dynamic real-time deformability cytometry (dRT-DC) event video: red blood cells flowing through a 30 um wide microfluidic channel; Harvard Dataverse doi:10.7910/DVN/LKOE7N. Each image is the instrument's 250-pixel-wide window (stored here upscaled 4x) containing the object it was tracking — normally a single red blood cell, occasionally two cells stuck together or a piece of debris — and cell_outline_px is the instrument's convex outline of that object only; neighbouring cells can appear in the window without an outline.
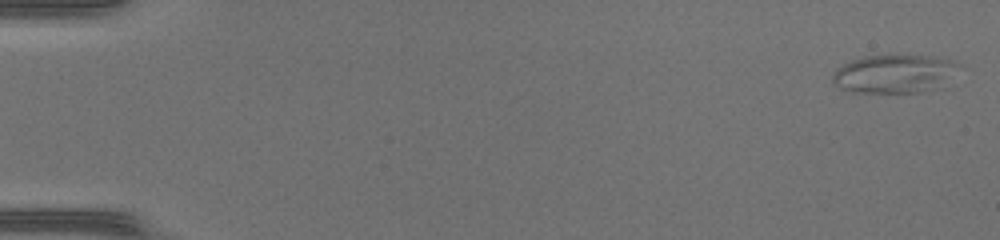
{"species": "common noctule bat (a hibernating species)", "species_latin": "Nyctalus noctula", "temperature_condition": "warm", "stored_images_in_passage": 48, "camera_frame_rate_fps": 3000, "um_per_image_px": 0.085, "animal": {"sex": "female", "body_mass_g": 17.0, "forearm_length_mm": 48.0}, "frame": {"image": 1, "passage_image": 1, "time_ms": 0.0, "image_size_px": [1000, 240], "cell_outline_px": [[964, 68], [944, 88], [920, 92], [852, 92], [840, 88], [832, 80], [832, 76], [836, 68], [852, 60], [864, 56], [892, 52], [936, 56], [956, 60]], "centroid_in_image_um": [76.19, 6.22], "position_along_channel_um": 8.8, "area_um2": 30.06}}
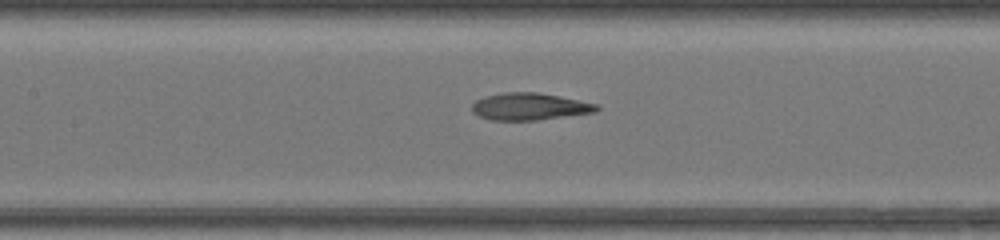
{"frame": {"image": 2, "passage_image": 23, "time_ms": 7.333, "image_size_px": [1000, 240], "cell_outline_px": [[600, 108], [596, 112], [536, 120], [492, 120], [480, 116], [472, 112], [472, 104], [476, 100], [484, 96], [504, 92], [536, 92], [600, 104]], "centroid_in_image_um": [45.02, 9.05], "position_along_channel_um": 162.4, "area_um2": 19.65}}
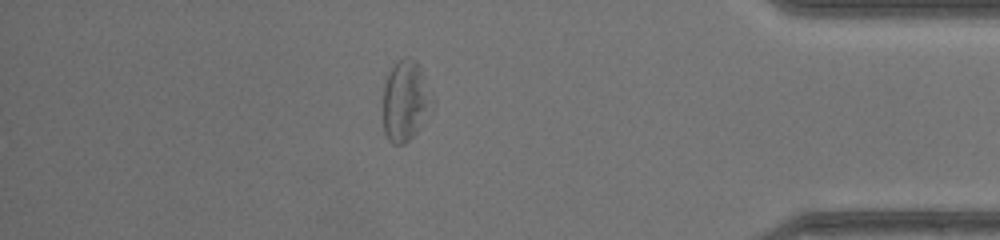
{"frame": {"image": 3, "passage_image": 42, "time_ms": 13.667, "image_size_px": [1000, 240], "cell_outline_px": [[436, 100], [416, 132], [404, 144], [392, 144], [388, 140], [384, 132], [384, 84], [388, 72], [404, 56], [416, 60], [420, 64]], "centroid_in_image_um": [34.49, 8.54], "position_along_channel_um": 400.7, "area_um2": 23.29}, "authors_computed_cell_mechanics": {"area_um2": 21.964, "velocity_mm_per_s": 4.2946, "shape_relaxation_time_tau1_ms": 4.2357, "shape_relaxation_time_tau2_ms": 2.4311, "deformation_change_tau1": 0.1621, "deformation_change_tau2": 0.141}}